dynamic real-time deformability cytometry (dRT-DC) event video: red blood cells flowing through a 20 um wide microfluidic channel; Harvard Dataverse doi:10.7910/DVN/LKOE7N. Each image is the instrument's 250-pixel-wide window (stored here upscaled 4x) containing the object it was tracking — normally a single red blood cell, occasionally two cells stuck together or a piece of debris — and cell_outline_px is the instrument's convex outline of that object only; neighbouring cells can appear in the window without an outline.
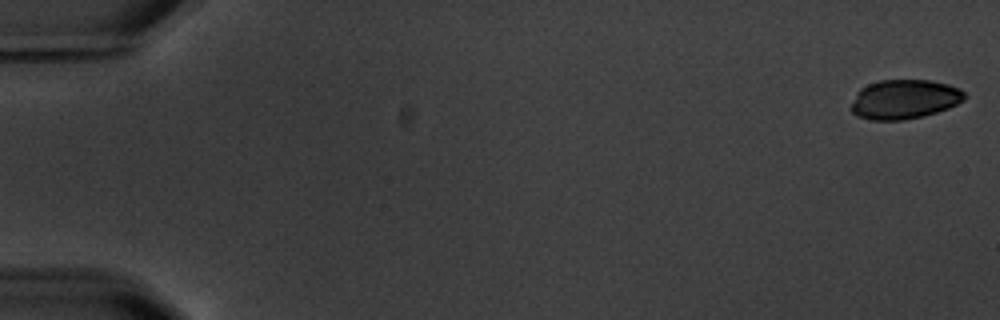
{"species": "common noctule bat (a hibernating species)", "species_latin": "Nyctalus noctula", "temperature_condition": "warm", "stored_images_in_passage": 5, "camera_frame_rate_fps": 3000, "um_per_image_px": 0.085, "animal": {"sex": "male", "body_mass_g": 20.1, "forearm_length_mm": 53.5}, "frame": {"image": 1, "passage_image": 1, "time_ms": 0.0, "image_size_px": [1000, 320], "cell_outline_px": [[968, 96], [964, 100], [948, 108], [936, 112], [904, 120], [872, 120], [856, 116], [852, 112], [852, 104], [860, 88], [868, 84], [880, 80], [928, 80], [948, 84], [960, 88]], "centroid_in_image_um": [76.89, 8.43], "position_along_channel_um": 8.1, "area_um2": 25.89}}
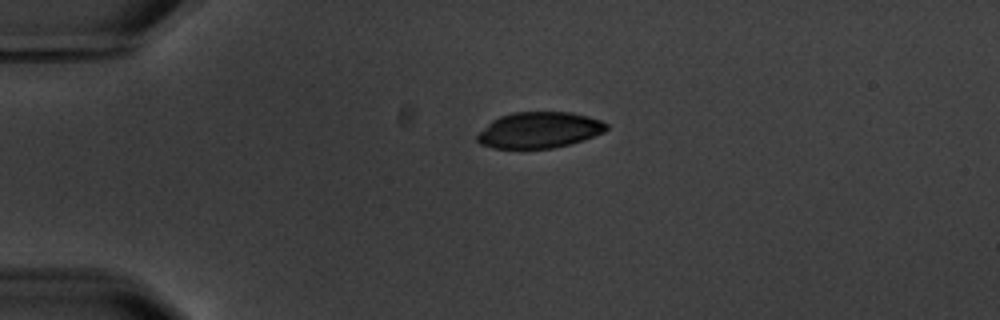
{"frame": {"image": 2, "passage_image": 4, "time_ms": 4.333, "image_size_px": [1000, 320], "cell_outline_px": [[608, 128], [604, 132], [584, 140], [552, 148], [492, 148], [480, 144], [476, 140], [476, 136], [492, 120], [500, 116], [512, 112], [572, 112], [588, 116], [600, 120], [608, 124]], "centroid_in_image_um": [45.84, 11.05], "position_along_channel_um": 39.2, "area_um2": 27.11}}